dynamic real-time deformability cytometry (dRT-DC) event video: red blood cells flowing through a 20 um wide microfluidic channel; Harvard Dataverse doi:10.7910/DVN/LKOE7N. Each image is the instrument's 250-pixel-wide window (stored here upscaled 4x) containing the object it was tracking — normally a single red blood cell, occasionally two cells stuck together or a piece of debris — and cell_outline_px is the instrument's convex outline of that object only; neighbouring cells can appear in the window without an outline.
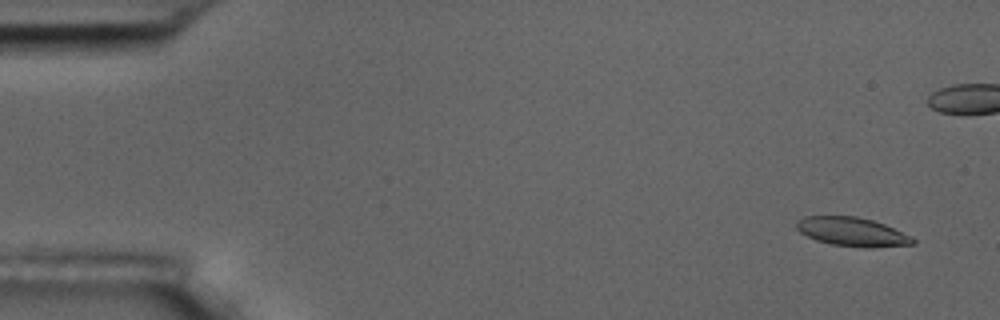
{"species": "common noctule bat (a hibernating species)", "species_latin": "Nyctalus noctula", "temperature_condition": "room temperature", "stored_images_in_passage": 5, "camera_frame_rate_fps": 3000, "um_per_image_px": 0.085, "animal": {"sex": "male", "body_mass_g": 17.5, "forearm_length_mm": 52.3}, "frame": {"image": 1, "passage_image": 1, "time_ms": 0.0, "image_size_px": [1000, 320], "cell_outline_px": [[916, 244], [872, 248], [864, 248], [832, 244], [816, 240], [800, 232], [796, 228], [796, 220], [804, 216], [856, 216], [872, 220], [884, 224], [912, 236], [916, 240]], "centroid_in_image_um": [72.45, 19.71], "position_along_channel_um": 12.5, "area_um2": 19.71}}